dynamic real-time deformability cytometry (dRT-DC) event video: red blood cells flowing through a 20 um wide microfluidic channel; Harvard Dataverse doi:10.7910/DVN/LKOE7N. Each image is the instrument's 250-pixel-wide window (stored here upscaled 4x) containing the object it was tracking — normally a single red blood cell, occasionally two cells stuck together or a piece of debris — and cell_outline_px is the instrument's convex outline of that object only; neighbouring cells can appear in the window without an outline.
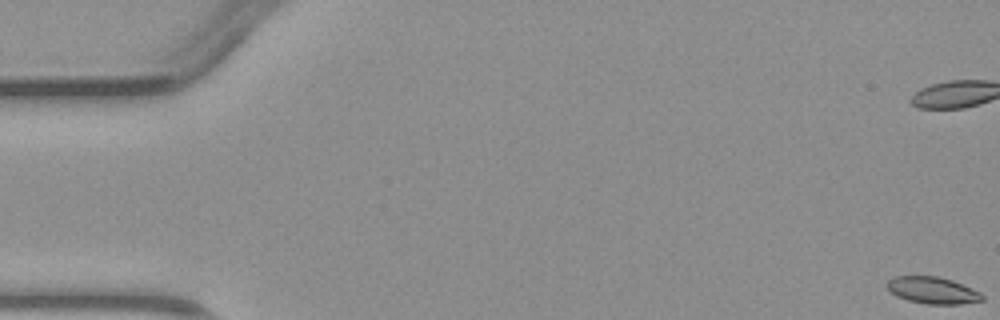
{"species": "common noctule bat (a hibernating species)", "species_latin": "Nyctalus noctula", "temperature_condition": "warm", "stored_images_in_passage": 5, "camera_frame_rate_fps": 3000, "um_per_image_px": 0.085, "animal": {"sex": "male", "body_mass_g": 23.1, "forearm_length_mm": 52.7}, "frame": {"image": 1, "passage_image": 1, "time_ms": 0.0, "image_size_px": [1000, 320], "cell_outline_px": [[984, 300], [960, 304], [928, 304], [908, 300], [896, 296], [884, 284], [888, 280], [896, 276], [936, 276], [952, 280], [972, 288], [980, 292], [984, 296]], "centroid_in_image_um": [79.27, 24.67], "position_along_channel_um": 5.7, "area_um2": 14.85}}